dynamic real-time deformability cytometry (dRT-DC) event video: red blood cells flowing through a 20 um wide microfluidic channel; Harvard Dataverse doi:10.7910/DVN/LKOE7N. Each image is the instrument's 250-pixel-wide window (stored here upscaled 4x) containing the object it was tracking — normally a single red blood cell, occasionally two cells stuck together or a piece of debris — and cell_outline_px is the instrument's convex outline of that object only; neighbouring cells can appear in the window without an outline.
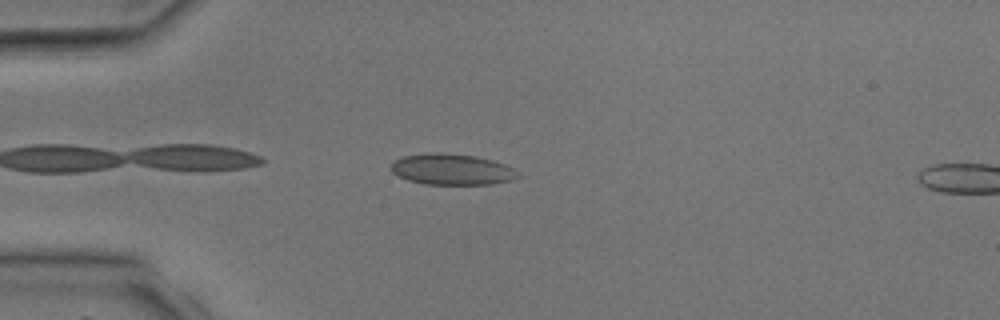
{"species": "common noctule bat (a hibernating species)", "species_latin": "Nyctalus noctula", "temperature_condition": "room temperature", "stored_images_in_passage": 4, "camera_frame_rate_fps": 3000, "um_per_image_px": 0.085, "animal": {"sex": "male", "body_mass_g": 17.9, "forearm_length_mm": 54.2}, "frame": {"image": 1, "passage_image": 3, "time_ms": 2.667, "image_size_px": [1000, 320], "cell_outline_px": [[520, 176], [512, 180], [488, 184], [424, 184], [408, 180], [392, 172], [392, 160], [404, 156], [428, 152], [440, 152], [476, 156], [492, 160], [504, 164], [512, 168]], "centroid_in_image_um": [38.38, 14.38], "position_along_channel_um": 46.6, "area_um2": 22.83}}